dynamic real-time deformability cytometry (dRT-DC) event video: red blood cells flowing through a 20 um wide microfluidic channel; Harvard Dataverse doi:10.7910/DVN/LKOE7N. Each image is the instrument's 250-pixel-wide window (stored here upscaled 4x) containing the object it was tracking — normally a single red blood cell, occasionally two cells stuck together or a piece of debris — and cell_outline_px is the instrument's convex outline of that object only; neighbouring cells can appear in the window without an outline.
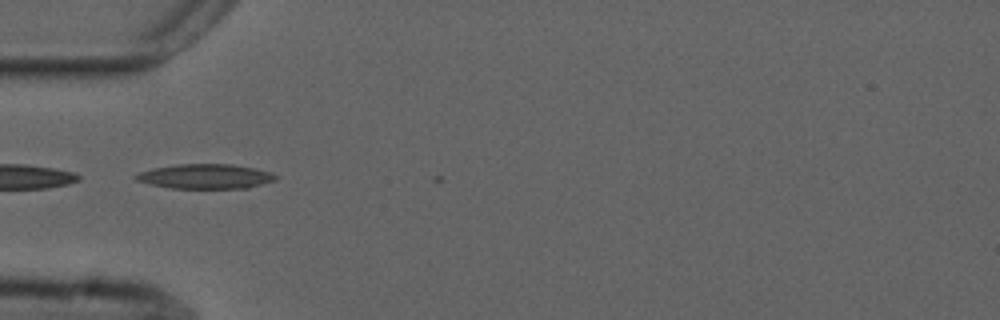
{"species": "common noctule bat (a hibernating species)", "species_latin": "Nyctalus noctula", "temperature_condition": "cold", "stored_images_in_passage": 8, "camera_frame_rate_fps": 3000, "um_per_image_px": 0.085, "animal": {"sex": "male", "forearm_length_mm": 52.5}, "frame": {"image": 1, "passage_image": 3, "time_ms": 0.667, "image_size_px": [1000, 320], "cell_outline_px": [[280, 176], [276, 180], [248, 188], [172, 188], [148, 184], [136, 180], [132, 176], [140, 172], [152, 168], [176, 164], [232, 164], [256, 168], [272, 172]], "centroid_in_image_um": [17.48, 14.99], "position_along_channel_um": 67.5, "area_um2": 20.35}}
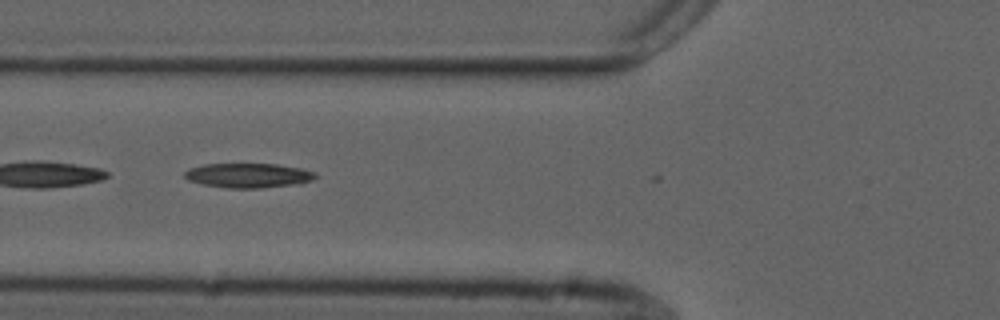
{"frame": {"image": 2, "passage_image": 6, "time_ms": 1.667, "image_size_px": [1000, 320], "cell_outline_px": [[316, 176], [312, 180], [300, 184], [260, 188], [228, 188], [204, 184], [188, 180], [184, 176], [184, 172], [188, 168], [204, 164], [276, 164], [300, 168], [316, 172]], "centroid_in_image_um": [21.11, 14.91], "position_along_channel_um": 104.7, "area_um2": 18.73}}